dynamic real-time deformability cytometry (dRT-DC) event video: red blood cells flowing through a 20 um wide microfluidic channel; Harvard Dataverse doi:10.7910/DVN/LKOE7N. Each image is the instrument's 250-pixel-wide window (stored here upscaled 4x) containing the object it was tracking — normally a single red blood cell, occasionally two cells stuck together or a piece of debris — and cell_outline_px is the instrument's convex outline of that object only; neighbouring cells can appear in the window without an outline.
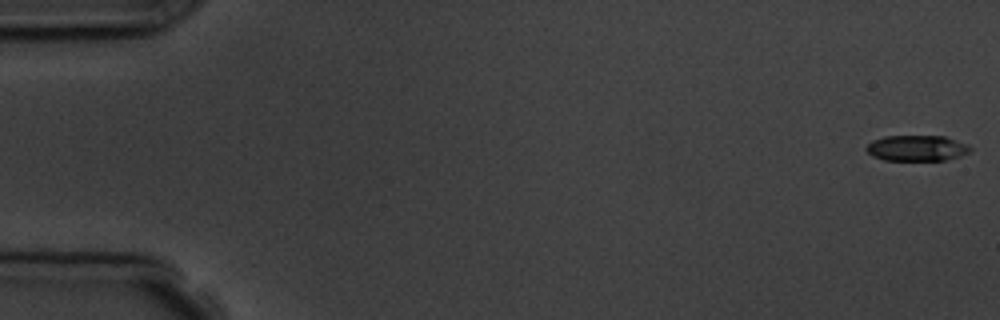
{"species": "common noctule bat (a hibernating species)", "species_latin": "Nyctalus noctula", "temperature_condition": "room temperature", "stored_images_in_passage": 15, "camera_frame_rate_fps": 3000, "um_per_image_px": 0.085, "animal": {"sex": "male", "body_mass_g": 19.5, "forearm_length_mm": 54.6}, "frame": {"image": 1, "passage_image": 1, "time_ms": 0.0, "image_size_px": [1000, 320], "cell_outline_px": [[972, 148], [968, 152], [960, 156], [944, 160], [884, 160], [872, 156], [864, 148], [872, 140], [884, 136], [944, 136], [968, 144]], "centroid_in_image_um": [77.91, 12.59], "position_along_channel_um": 7.1, "area_um2": 15.61}}
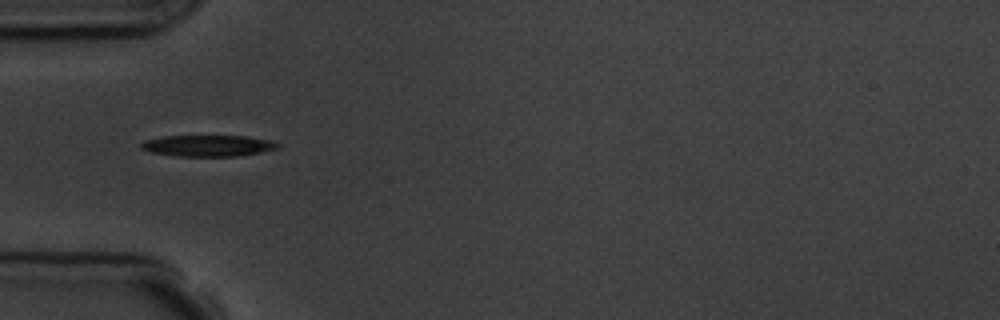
{"frame": {"image": 2, "passage_image": 5, "time_ms": 5.667, "image_size_px": [1000, 320], "cell_outline_px": [[280, 148], [260, 152], [236, 156], [176, 156], [152, 152], [140, 148], [140, 144], [144, 140], [164, 136], [244, 136], [272, 140], [280, 144]], "centroid_in_image_um": [17.69, 12.38], "position_along_channel_um": 67.3, "area_um2": 16.94}, "authors_computed_cell_mechanics": {"area_um2": 16.6464, "velocity_mm_per_s": 3.7055, "shape_relaxation_time_tau1_ms": 2.842, "shape_relaxation_time_tau2_ms": 4.0219, "deformation_change_tau1": 0.1514, "deformation_change_tau2": 0.1457}}